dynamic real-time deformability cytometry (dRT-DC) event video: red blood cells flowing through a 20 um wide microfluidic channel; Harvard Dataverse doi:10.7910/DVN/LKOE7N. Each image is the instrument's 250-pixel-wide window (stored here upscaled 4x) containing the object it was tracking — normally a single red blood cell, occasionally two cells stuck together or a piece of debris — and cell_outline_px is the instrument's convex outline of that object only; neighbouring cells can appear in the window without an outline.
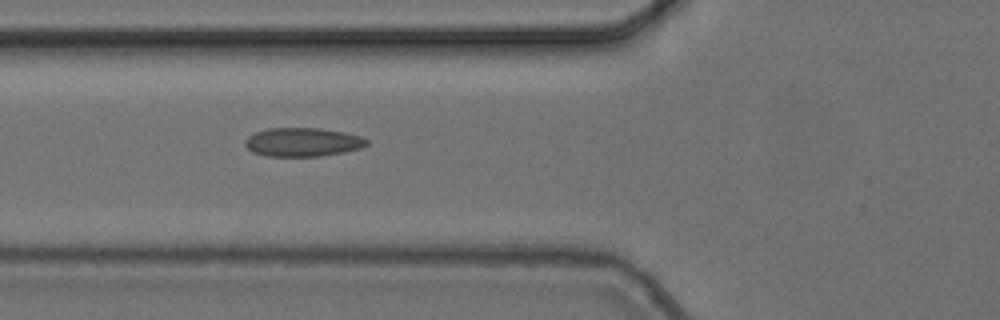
{"species": "common noctule bat (a hibernating species)", "species_latin": "Nyctalus noctula", "temperature_condition": "cold", "stored_images_in_passage": 2, "camera_frame_rate_fps": 3000, "um_per_image_px": 0.085, "animal": {"sex": "female", "body_mass_g": 24.6, "forearm_length_mm": 56.2}, "frame": {"image": 1, "passage_image": 2, "time_ms": 0.333, "image_size_px": [1000, 320], "cell_outline_px": [[368, 144], [360, 148], [344, 152], [320, 156], [264, 156], [252, 152], [244, 144], [244, 140], [248, 136], [256, 132], [268, 128], [320, 128], [344, 132], [360, 136], [368, 140]], "centroid_in_image_um": [25.71, 12.08], "position_along_channel_um": 100.1, "area_um2": 20.4}}